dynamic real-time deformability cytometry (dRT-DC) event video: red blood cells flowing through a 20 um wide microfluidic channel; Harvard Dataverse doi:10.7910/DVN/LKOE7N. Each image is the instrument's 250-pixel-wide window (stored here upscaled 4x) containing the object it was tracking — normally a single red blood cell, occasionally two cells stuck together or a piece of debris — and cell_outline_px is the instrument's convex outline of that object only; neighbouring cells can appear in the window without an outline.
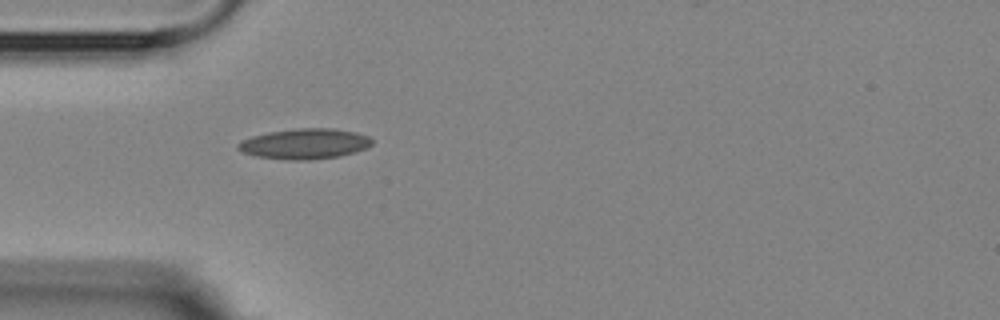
{"species": "Egyptian fruit bat (a non-hibernating species)", "species_latin": "Rousettus aegyptiacus", "temperature_condition": "room temperature", "stored_images_in_passage": 4, "camera_frame_rate_fps": 3000, "um_per_image_px": 0.085, "animal": {"sex": "female"}, "frame": {"image": 1, "passage_image": 4, "time_ms": 5.0, "image_size_px": [1000, 320], "cell_outline_px": [[372, 144], [356, 152], [340, 156], [312, 160], [284, 160], [256, 156], [244, 152], [236, 148], [236, 144], [240, 140], [252, 136], [268, 132], [300, 128], [332, 128], [356, 132], [368, 136], [372, 140]], "centroid_in_image_um": [25.88, 12.23], "position_along_channel_um": 59.1, "area_um2": 23.87}}